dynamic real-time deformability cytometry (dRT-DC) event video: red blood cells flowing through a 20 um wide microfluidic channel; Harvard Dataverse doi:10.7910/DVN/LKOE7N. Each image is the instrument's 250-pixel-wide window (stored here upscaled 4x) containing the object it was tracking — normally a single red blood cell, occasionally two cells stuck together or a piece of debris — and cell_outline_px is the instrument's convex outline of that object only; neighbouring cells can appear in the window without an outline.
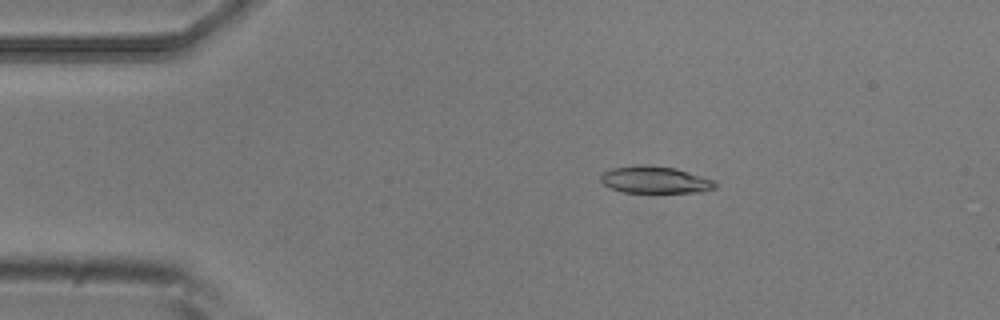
{"species": "common noctule bat (a hibernating species)", "species_latin": "Nyctalus noctula", "temperature_condition": "room temperature", "stored_images_in_passage": 5, "camera_frame_rate_fps": 3000, "um_per_image_px": 0.085, "animal": {"sex": "male", "body_mass_g": 20.5, "forearm_length_mm": 52.5}, "frame": {"image": 1, "passage_image": 3, "time_ms": 0.667, "image_size_px": [1000, 320], "cell_outline_px": [[716, 188], [704, 192], [624, 192], [608, 188], [600, 180], [600, 176], [604, 172], [612, 168], [640, 164], [676, 168], [716, 180]], "centroid_in_image_um": [55.7, 15.28], "position_along_channel_um": 29.3, "area_um2": 18.15}}
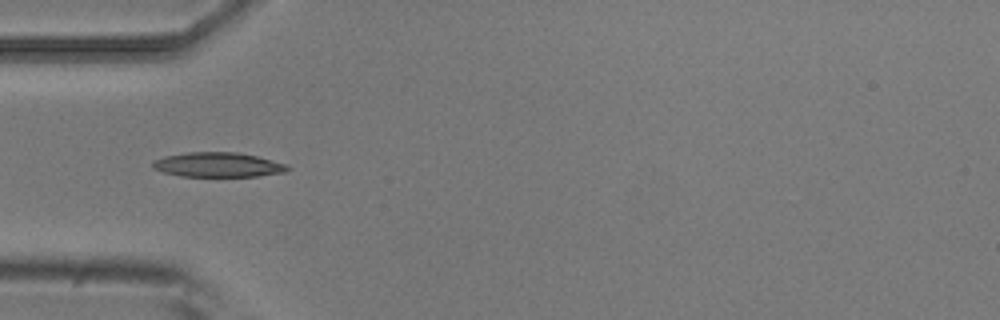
{"frame": {"image": 2, "passage_image": 5, "time_ms": 1.333, "image_size_px": [1000, 320], "cell_outline_px": [[292, 168], [288, 172], [256, 176], [180, 176], [164, 172], [152, 168], [152, 160], [164, 156], [188, 152], [236, 152], [256, 156], [284, 164]], "centroid_in_image_um": [18.5, 14.0], "position_along_channel_um": 66.5, "area_um2": 19.31}}